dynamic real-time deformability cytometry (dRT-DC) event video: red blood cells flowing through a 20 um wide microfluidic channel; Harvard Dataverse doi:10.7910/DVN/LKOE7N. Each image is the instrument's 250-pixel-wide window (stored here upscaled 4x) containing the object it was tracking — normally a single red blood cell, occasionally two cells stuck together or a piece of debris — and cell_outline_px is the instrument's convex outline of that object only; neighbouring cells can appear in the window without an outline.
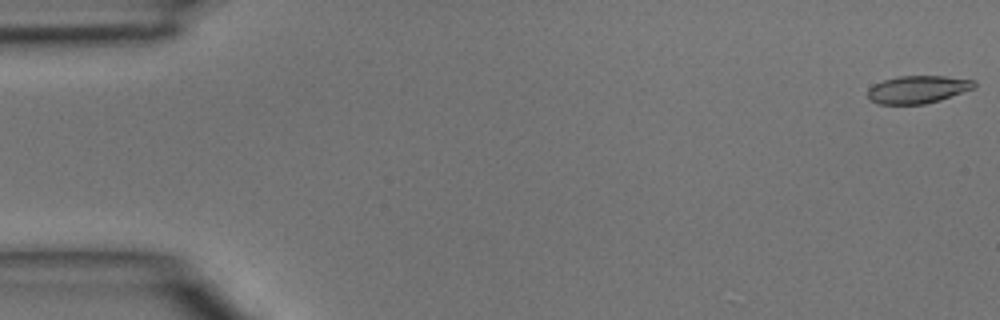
{"species": "common noctule bat (a hibernating species)", "species_latin": "Nyctalus noctula", "temperature_condition": "room temperature", "stored_images_in_passage": 46, "camera_frame_rate_fps": 3000, "um_per_image_px": 0.085, "animal": {"sex": "male", "body_mass_g": 15.6}, "frame": {"image": 1, "passage_image": 1, "time_ms": 0.0, "image_size_px": [1000, 320], "cell_outline_px": [[976, 88], [940, 100], [924, 104], [876, 104], [868, 96], [868, 88], [872, 84], [884, 80], [900, 76], [944, 76], [976, 80]], "centroid_in_image_um": [78.03, 7.6], "position_along_channel_um": 7.0, "area_um2": 17.28}}
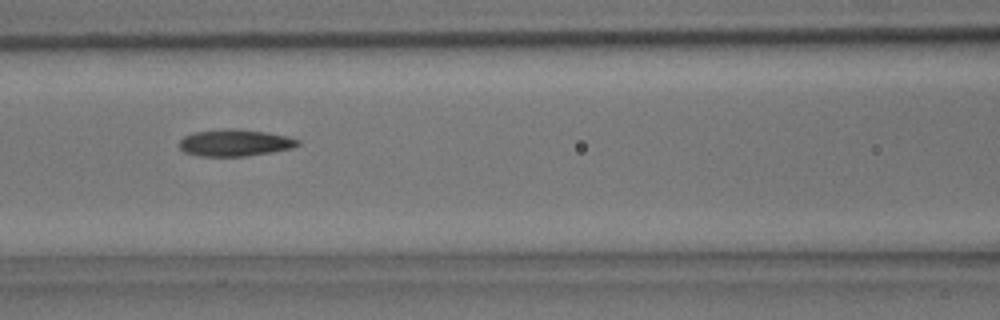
{"frame": {"image": 2, "passage_image": 20, "time_ms": 6.333, "image_size_px": [1000, 320], "cell_outline_px": [[300, 144], [292, 148], [272, 152], [244, 156], [200, 156], [184, 152], [180, 148], [180, 140], [184, 136], [196, 132], [224, 128], [232, 128], [268, 132], [288, 136], [300, 140]], "centroid_in_image_um": [19.99, 12.13], "position_along_channel_um": 146.6, "area_um2": 18.55}}
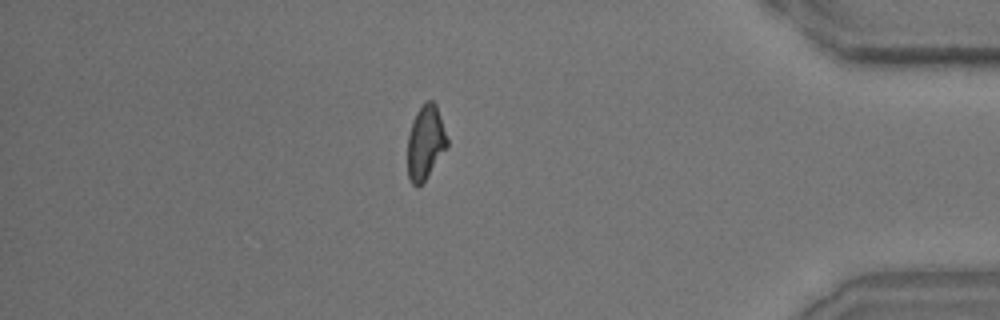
{"frame": {"image": 3, "passage_image": 40, "time_ms": 13.0, "image_size_px": [1000, 320], "cell_outline_px": [[448, 144], [424, 180], [416, 188], [412, 184], [408, 176], [408, 132], [412, 120], [416, 112], [428, 100], [432, 100], [436, 104], [448, 140]], "centroid_in_image_um": [36.14, 12.09], "position_along_channel_um": 399.1, "area_um2": 16.7}}